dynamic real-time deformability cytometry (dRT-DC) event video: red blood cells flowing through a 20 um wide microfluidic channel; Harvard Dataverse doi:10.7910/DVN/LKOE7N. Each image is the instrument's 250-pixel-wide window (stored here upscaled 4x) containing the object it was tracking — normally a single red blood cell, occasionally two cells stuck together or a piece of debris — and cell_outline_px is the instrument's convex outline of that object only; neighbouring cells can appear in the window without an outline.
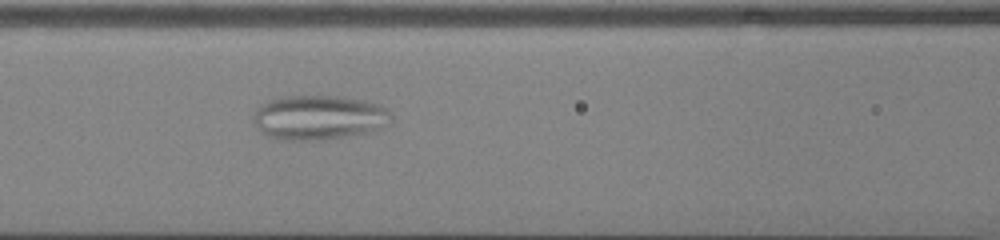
{"species": "common noctule bat (a hibernating species)", "species_latin": "Nyctalus noctula", "temperature_condition": "cold", "stored_images_in_passage": 53, "camera_frame_rate_fps": 3000, "um_per_image_px": 0.085, "animal": {"sex": "male", "body_mass_g": 13.0, "forearm_length_mm": 53.1}, "frame": {"image": 1, "passage_image": 25, "time_ms": 8.0, "image_size_px": [1000, 240], "cell_outline_px": [[392, 116], [380, 128], [368, 132], [328, 140], [280, 140], [268, 136], [260, 132], [256, 128], [252, 112], [256, 108], [280, 96], [336, 96], [364, 100], [380, 104], [388, 108], [392, 112]], "centroid_in_image_um": [27.08, 9.99], "position_along_channel_um": 139.5, "area_um2": 36.01}}
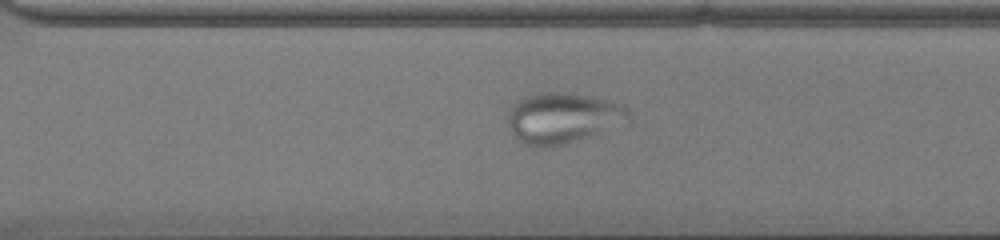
{"frame": {"image": 2, "passage_image": 39, "time_ms": 12.667, "image_size_px": [1000, 240], "cell_outline_px": [[632, 120], [628, 124], [564, 144], [524, 144], [512, 132], [508, 124], [508, 112], [524, 96], [548, 92], [556, 92], [588, 96], [624, 104], [628, 108], [632, 116]], "centroid_in_image_um": [47.96, 10.01], "position_along_channel_um": 322.6, "area_um2": 35.08}}